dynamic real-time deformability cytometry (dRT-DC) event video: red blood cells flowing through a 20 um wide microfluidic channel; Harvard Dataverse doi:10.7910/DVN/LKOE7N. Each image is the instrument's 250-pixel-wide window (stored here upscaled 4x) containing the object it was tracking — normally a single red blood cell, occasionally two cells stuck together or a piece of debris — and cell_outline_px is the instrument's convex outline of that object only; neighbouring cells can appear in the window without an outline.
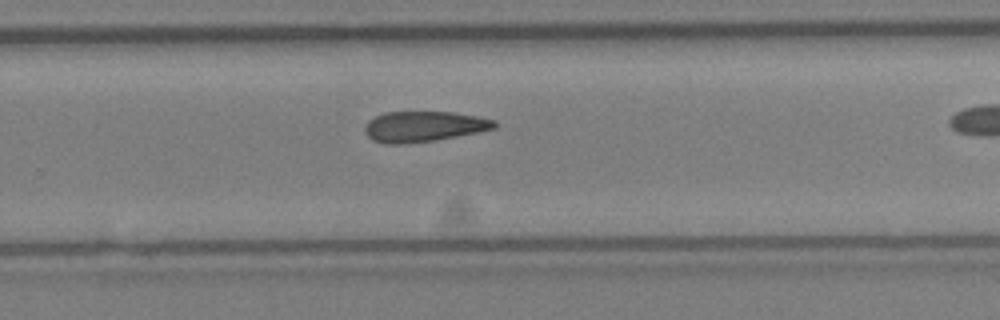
{"species": "Egyptian fruit bat (a non-hibernating species)", "species_latin": "Rousettus aegyptiacus", "temperature_condition": "cold", "stored_images_in_passage": 22, "camera_frame_rate_fps": 3000, "um_per_image_px": 0.085, "animal": {"sex": "female"}, "frame": {"image": 1, "passage_image": 16, "time_ms": 5.0, "image_size_px": [1000, 320], "cell_outline_px": [[496, 128], [456, 136], [432, 140], [404, 144], [384, 144], [372, 140], [364, 132], [364, 128], [368, 120], [384, 112], [452, 112], [476, 116], [496, 120]], "centroid_in_image_um": [35.97, 10.75], "position_along_channel_um": 293.8, "area_um2": 22.95}}